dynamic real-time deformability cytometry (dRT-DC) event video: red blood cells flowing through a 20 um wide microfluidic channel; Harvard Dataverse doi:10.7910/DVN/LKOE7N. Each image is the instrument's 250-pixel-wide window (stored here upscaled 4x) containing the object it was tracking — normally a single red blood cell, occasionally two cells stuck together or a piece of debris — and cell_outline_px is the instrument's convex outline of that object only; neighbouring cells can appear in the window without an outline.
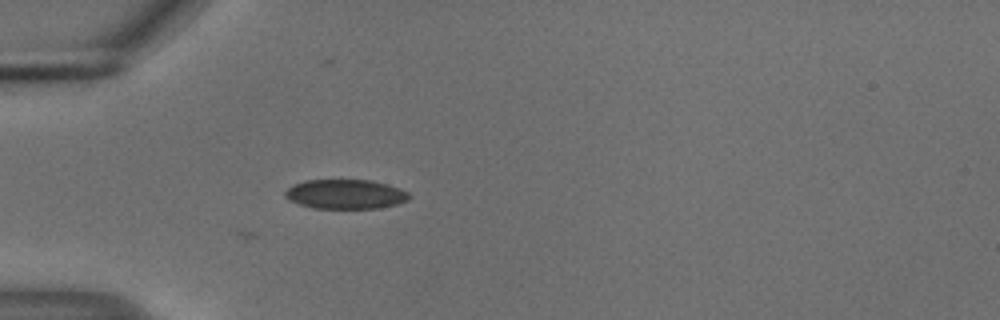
{"species": "common noctule bat (a hibernating species)", "species_latin": "Nyctalus noctula", "temperature_condition": "cold", "stored_images_in_passage": 5, "camera_frame_rate_fps": 3000, "um_per_image_px": 0.085, "animal": {"sex": "male", "body_mass_g": 18.8}, "frame": {"image": 1, "passage_image": 5, "time_ms": 1.333, "image_size_px": [1000, 320], "cell_outline_px": [[412, 196], [408, 200], [396, 204], [380, 208], [312, 208], [288, 200], [284, 196], [284, 192], [292, 184], [304, 180], [372, 180], [388, 184], [400, 188], [408, 192]], "centroid_in_image_um": [29.36, 16.5], "position_along_channel_um": 55.6, "area_um2": 21.5}}